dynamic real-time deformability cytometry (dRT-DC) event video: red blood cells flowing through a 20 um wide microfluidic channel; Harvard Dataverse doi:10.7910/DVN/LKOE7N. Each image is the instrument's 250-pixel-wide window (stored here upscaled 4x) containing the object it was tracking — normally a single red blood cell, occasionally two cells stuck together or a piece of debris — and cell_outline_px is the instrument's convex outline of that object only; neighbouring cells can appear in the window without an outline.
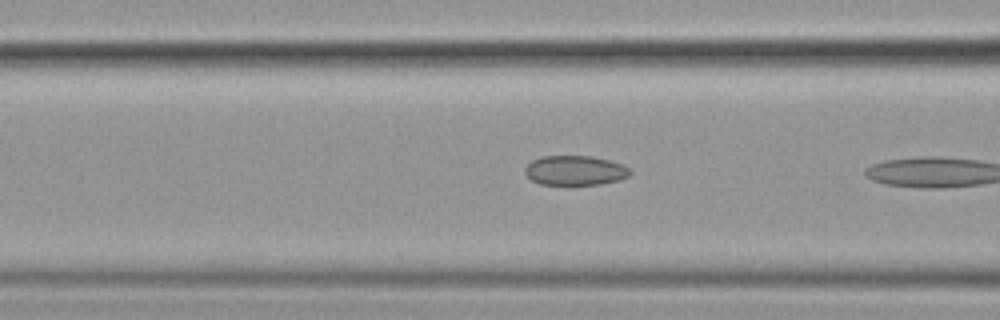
{"species": "common noctule bat (a hibernating species)", "species_latin": "Nyctalus noctula", "temperature_condition": "cold", "stored_images_in_passage": 7, "camera_frame_rate_fps": 3000, "um_per_image_px": 0.085, "animal": {"sex": "female", "body_mass_g": 19.9}, "frame": {"image": 1, "passage_image": 6, "time_ms": 1.667, "image_size_px": [1000, 320], "cell_outline_px": [[632, 172], [628, 176], [620, 180], [600, 184], [540, 184], [532, 180], [524, 172], [524, 168], [532, 160], [540, 156], [592, 156], [624, 164]], "centroid_in_image_um": [48.89, 14.48], "position_along_channel_um": 117.7, "area_um2": 18.15}}